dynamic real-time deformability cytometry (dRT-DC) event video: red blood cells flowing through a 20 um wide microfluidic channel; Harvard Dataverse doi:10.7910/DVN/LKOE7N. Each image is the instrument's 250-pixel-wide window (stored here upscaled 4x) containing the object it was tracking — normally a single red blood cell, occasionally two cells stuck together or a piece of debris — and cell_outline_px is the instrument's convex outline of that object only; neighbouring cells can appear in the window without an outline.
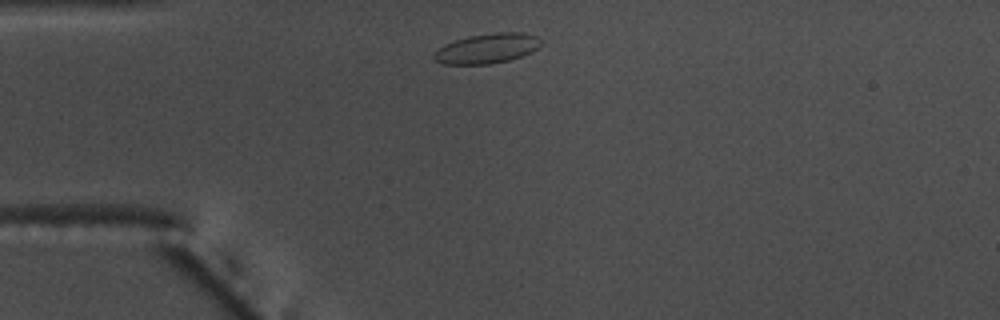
{"species": "common noctule bat (a hibernating species)", "species_latin": "Nyctalus noctula", "temperature_condition": "warm", "stored_images_in_passage": 36, "camera_frame_rate_fps": 3000, "um_per_image_px": 0.085, "animal": {"sex": "male", "body_mass_g": 17.5, "forearm_length_mm": 52.3}, "frame": {"image": 1, "passage_image": 3, "time_ms": 0.667, "image_size_px": [1000, 320], "cell_outline_px": [[540, 48], [532, 52], [508, 60], [488, 64], [444, 64], [432, 60], [432, 56], [444, 44], [468, 36], [496, 32], [524, 32], [536, 36], [540, 40]], "centroid_in_image_um": [41.4, 4.11], "position_along_channel_um": 43.6, "area_um2": 18.61}}
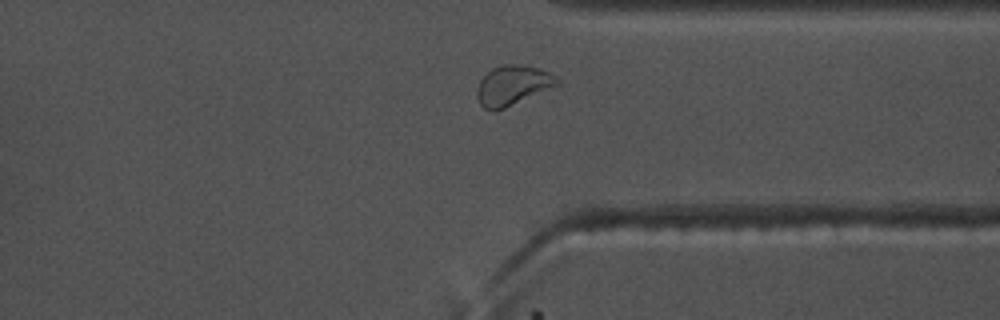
{"frame": {"image": 2, "passage_image": 31, "time_ms": 10.0, "image_size_px": [1000, 320], "cell_outline_px": [[560, 84], [496, 112], [492, 112], [484, 108], [480, 104], [476, 96], [476, 92], [480, 80], [492, 68], [504, 64], [520, 64], [552, 72], [560, 80]], "centroid_in_image_um": [43.58, 7.27], "position_along_channel_um": 367.8, "area_um2": 18.73}, "authors_computed_cell_mechanics": {"area_um2": 17.7446, "velocity_mm_per_s": 3.7063, "shape_relaxation_time_tau1_ms": 4.1915, "shape_relaxation_time_tau2_ms": 1.3755, "deformation_change_tau1": 0.0835, "deformation_change_tau2": 0.0448}}